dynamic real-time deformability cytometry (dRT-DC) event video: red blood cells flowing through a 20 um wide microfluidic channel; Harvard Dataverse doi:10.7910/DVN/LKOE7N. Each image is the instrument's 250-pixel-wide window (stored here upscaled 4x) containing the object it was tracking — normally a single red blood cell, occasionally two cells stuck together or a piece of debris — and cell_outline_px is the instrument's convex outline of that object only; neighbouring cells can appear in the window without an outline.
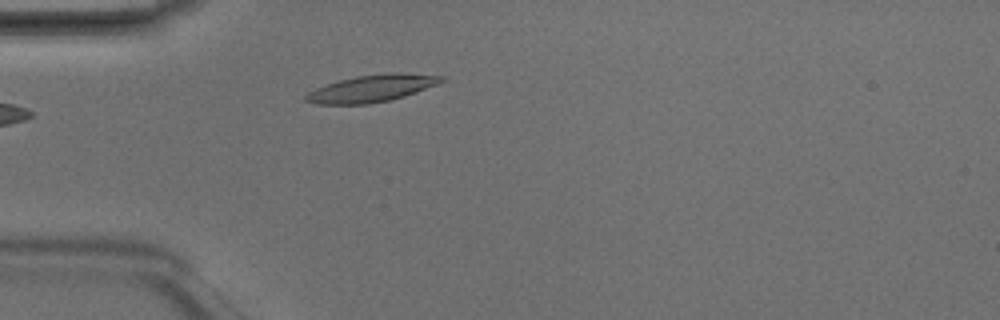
{"species": "Egyptian fruit bat (a non-hibernating species)", "species_latin": "Rousettus aegyptiacus", "temperature_condition": "room temperature", "stored_images_in_passage": 3, "camera_frame_rate_fps": 3000, "um_per_image_px": 0.085, "animal": {"sex": "male"}, "frame": {"image": 1, "passage_image": 3, "time_ms": 0.667, "image_size_px": [1000, 320], "cell_outline_px": [[444, 80], [440, 84], [404, 96], [388, 100], [368, 104], [316, 104], [304, 100], [304, 96], [308, 92], [316, 88], [340, 80], [356, 76], [404, 72], [444, 76]], "centroid_in_image_um": [31.63, 7.51], "position_along_channel_um": 53.4, "area_um2": 21.21}}